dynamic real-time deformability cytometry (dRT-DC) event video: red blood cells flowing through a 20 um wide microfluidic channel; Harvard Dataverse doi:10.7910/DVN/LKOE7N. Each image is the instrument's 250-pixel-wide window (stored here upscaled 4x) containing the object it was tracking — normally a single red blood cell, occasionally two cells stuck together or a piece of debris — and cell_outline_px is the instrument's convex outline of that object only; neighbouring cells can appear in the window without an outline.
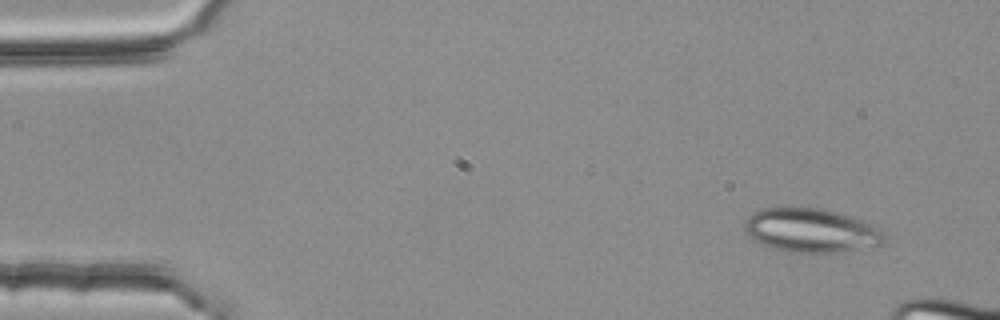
{"species": "common noctule bat (a hibernating species)", "species_latin": "Nyctalus noctula", "temperature_condition": "room temperature", "stored_images_in_passage": 17, "camera_frame_rate_fps": 3000, "um_per_image_px": 0.085, "animal": {"sex": "female", "body_mass_g": 25.1}, "frame": {"image": 1, "passage_image": 5, "time_ms": 1.333, "image_size_px": [1000, 320], "cell_outline_px": [[884, 240], [880, 244], [836, 252], [792, 252], [772, 248], [752, 240], [744, 232], [744, 224], [748, 216], [760, 208], [816, 208], [836, 212], [860, 220], [880, 228], [884, 232]], "centroid_in_image_um": [68.86, 19.58], "position_along_channel_um": 16.1, "area_um2": 35.26}}